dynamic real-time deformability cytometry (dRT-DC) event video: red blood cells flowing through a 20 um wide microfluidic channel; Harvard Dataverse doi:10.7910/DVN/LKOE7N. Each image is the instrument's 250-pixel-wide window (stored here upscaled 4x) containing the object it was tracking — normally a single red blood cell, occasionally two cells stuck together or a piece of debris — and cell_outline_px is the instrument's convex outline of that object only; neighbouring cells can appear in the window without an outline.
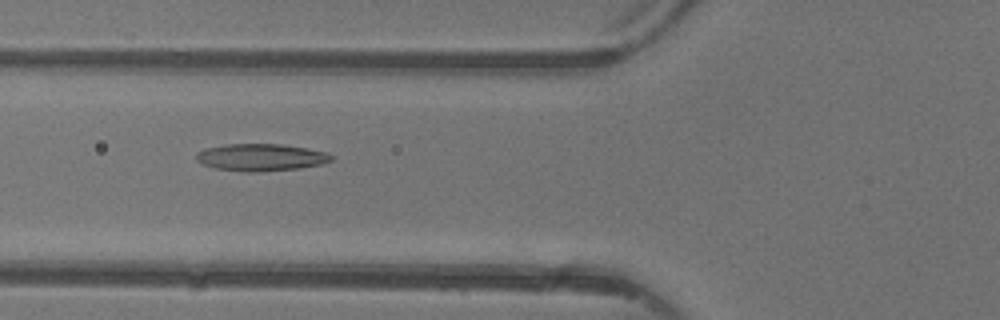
{"species": "common noctule bat (a hibernating species)", "species_latin": "Nyctalus noctula", "temperature_condition": "warm", "stored_images_in_passage": 6, "camera_frame_rate_fps": 3000, "um_per_image_px": 0.085, "animal": {"sex": "female"}, "frame": {"image": 1, "passage_image": 5, "time_ms": 5.333, "image_size_px": [1000, 320], "cell_outline_px": [[332, 160], [320, 164], [300, 168], [260, 172], [244, 172], [216, 168], [204, 164], [196, 160], [196, 152], [208, 148], [224, 144], [280, 144], [308, 148], [328, 152], [332, 156]], "centroid_in_image_um": [22.19, 13.37], "position_along_channel_um": 103.6, "area_um2": 21.39}}
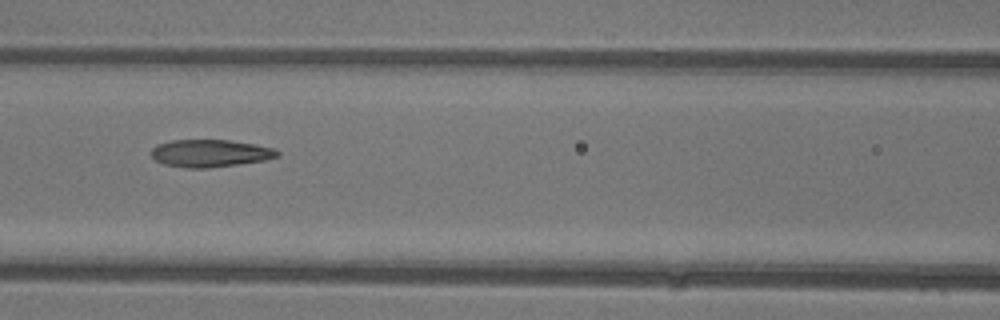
{"frame": {"image": 2, "passage_image": 6, "time_ms": 6.333, "image_size_px": [1000, 320], "cell_outline_px": [[280, 156], [264, 160], [208, 168], [184, 168], [164, 164], [156, 160], [152, 156], [152, 148], [156, 144], [172, 140], [228, 140], [256, 144], [276, 148], [280, 152]], "centroid_in_image_um": [17.88, 13.02], "position_along_channel_um": 148.7, "area_um2": 20.23}}